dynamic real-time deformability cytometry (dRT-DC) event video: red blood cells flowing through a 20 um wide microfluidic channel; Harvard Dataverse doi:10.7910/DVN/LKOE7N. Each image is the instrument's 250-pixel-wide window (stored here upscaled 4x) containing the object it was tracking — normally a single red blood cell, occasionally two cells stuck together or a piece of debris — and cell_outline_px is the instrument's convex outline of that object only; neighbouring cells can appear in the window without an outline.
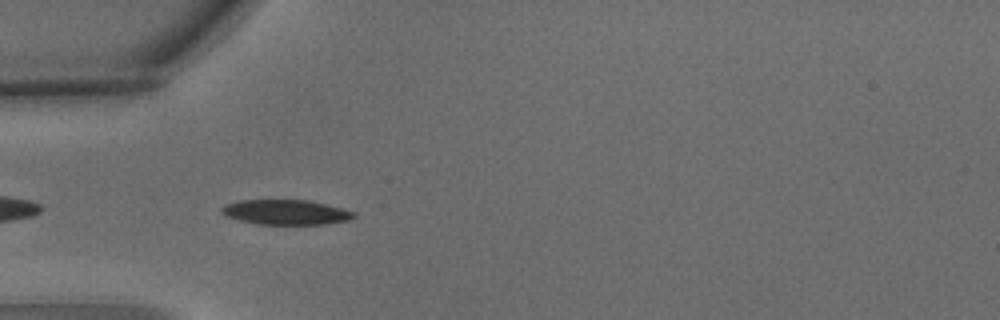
{"species": "common noctule bat (a hibernating species)", "species_latin": "Nyctalus noctula", "temperature_condition": "warm", "stored_images_in_passage": 6, "camera_frame_rate_fps": 3000, "um_per_image_px": 0.085, "animal": {"sex": "male", "body_mass_g": 15.6}, "frame": {"image": 1, "passage_image": 5, "time_ms": 1.333, "image_size_px": [1000, 320], "cell_outline_px": [[356, 216], [348, 220], [324, 224], [256, 224], [224, 216], [220, 212], [220, 208], [224, 204], [236, 200], [308, 200], [344, 208], [356, 212]], "centroid_in_image_um": [24.26, 18.03], "position_along_channel_um": 60.7, "area_um2": 19.42}}
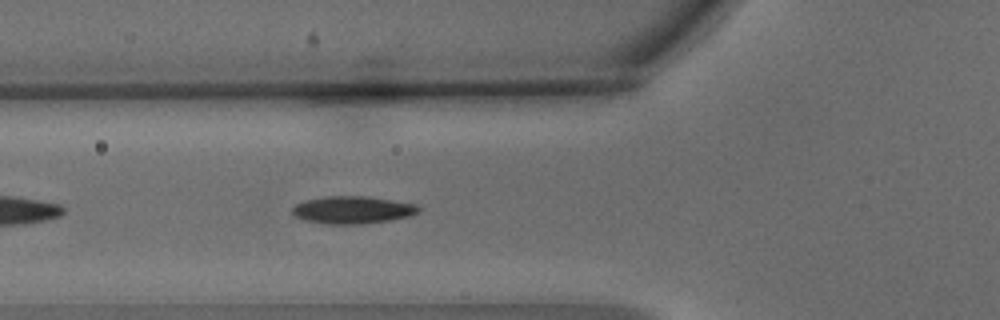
{"frame": {"image": 2, "passage_image": 6, "time_ms": 1.667, "image_size_px": [1000, 320], "cell_outline_px": [[420, 212], [412, 216], [388, 220], [360, 224], [328, 224], [308, 220], [296, 216], [292, 212], [292, 208], [296, 204], [304, 200], [324, 196], [364, 196], [392, 200], [416, 204], [420, 208]], "centroid_in_image_um": [30.0, 17.83], "position_along_channel_um": 95.8, "area_um2": 20.11}}